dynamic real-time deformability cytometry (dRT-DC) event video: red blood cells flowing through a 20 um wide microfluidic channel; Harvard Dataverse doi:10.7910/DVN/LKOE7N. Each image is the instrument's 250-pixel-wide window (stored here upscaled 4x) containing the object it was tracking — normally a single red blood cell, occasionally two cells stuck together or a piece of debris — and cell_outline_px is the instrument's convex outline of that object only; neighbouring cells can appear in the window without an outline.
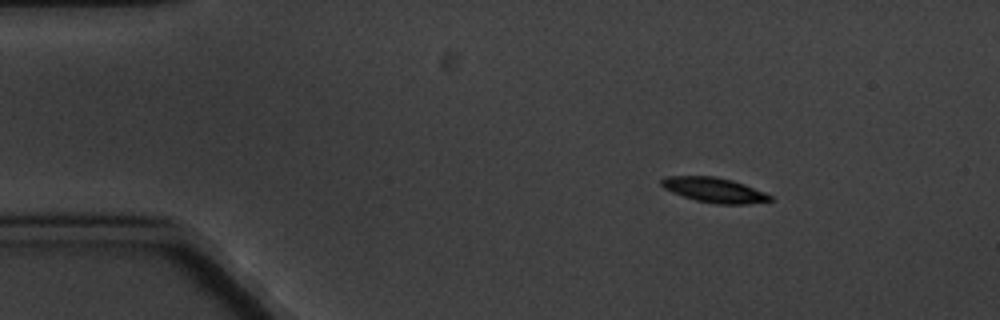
{"species": "common noctule bat (a hibernating species)", "species_latin": "Nyctalus noctula", "temperature_condition": "cold", "stored_images_in_passage": 7, "camera_frame_rate_fps": 3000, "um_per_image_px": 0.085, "animal": {"sex": "male", "body_mass_g": 20.1, "forearm_length_mm": 53.5}, "frame": {"image": 1, "passage_image": 2, "time_ms": 1.0, "image_size_px": [1000, 320], "cell_outline_px": [[772, 200], [748, 204], [716, 204], [696, 200], [672, 192], [664, 188], [660, 184], [660, 180], [664, 176], [716, 176], [732, 180], [744, 184], [764, 192], [772, 196]], "centroid_in_image_um": [60.69, 16.14], "position_along_channel_um": 24.3, "area_um2": 15.72}}
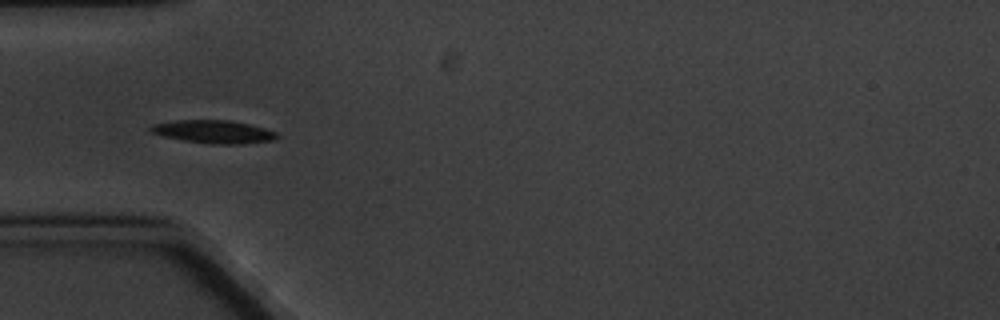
{"frame": {"image": 2, "passage_image": 5, "time_ms": 4.333, "image_size_px": [1000, 320], "cell_outline_px": [[280, 136], [276, 140], [240, 144], [212, 144], [184, 140], [164, 136], [152, 132], [148, 128], [152, 124], [176, 120], [228, 120], [248, 124], [264, 128], [276, 132]], "centroid_in_image_um": [18.19, 11.2], "position_along_channel_um": 66.8, "area_um2": 16.88}}
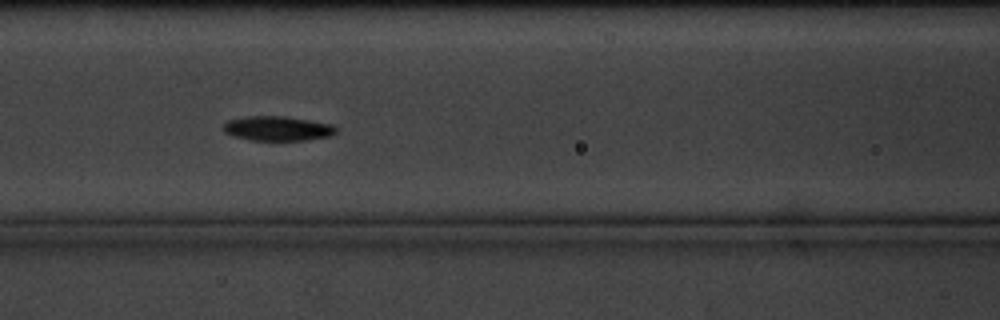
{"frame": {"image": 3, "passage_image": 7, "time_ms": 6.667, "image_size_px": [1000, 320], "cell_outline_px": [[336, 132], [332, 136], [304, 140], [252, 140], [232, 136], [224, 132], [224, 124], [228, 120], [248, 116], [284, 116], [332, 124], [336, 128]], "centroid_in_image_um": [23.59, 10.92], "position_along_channel_um": 143.0, "area_um2": 16.07}}